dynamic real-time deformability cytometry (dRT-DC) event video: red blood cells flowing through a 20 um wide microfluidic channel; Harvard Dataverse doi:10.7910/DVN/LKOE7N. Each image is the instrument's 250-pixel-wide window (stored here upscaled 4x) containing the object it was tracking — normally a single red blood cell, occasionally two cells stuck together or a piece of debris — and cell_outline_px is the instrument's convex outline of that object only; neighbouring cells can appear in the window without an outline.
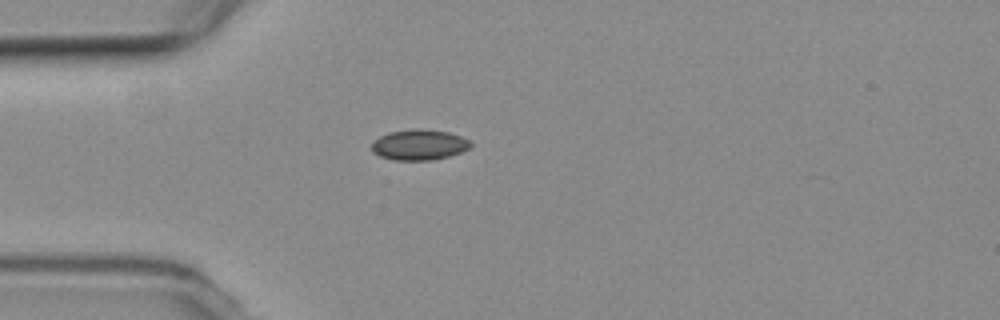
{"species": "common noctule bat (a hibernating species)", "species_latin": "Nyctalus noctula", "temperature_condition": "room temperature", "stored_images_in_passage": 1, "camera_frame_rate_fps": 3000, "um_per_image_px": 0.085, "animal": {"sex": "female", "body_mass_g": 19.3, "forearm_length_mm": 54.1}, "frame": {"image": 1, "passage_image": 1, "time_ms": 0.0, "image_size_px": [1000, 320], "cell_outline_px": [[472, 144], [468, 148], [460, 152], [448, 156], [432, 160], [392, 160], [380, 156], [372, 152], [372, 144], [380, 136], [392, 132], [416, 128], [448, 132], [472, 140]], "centroid_in_image_um": [35.64, 12.31], "position_along_channel_um": 49.4, "area_um2": 17.46}}